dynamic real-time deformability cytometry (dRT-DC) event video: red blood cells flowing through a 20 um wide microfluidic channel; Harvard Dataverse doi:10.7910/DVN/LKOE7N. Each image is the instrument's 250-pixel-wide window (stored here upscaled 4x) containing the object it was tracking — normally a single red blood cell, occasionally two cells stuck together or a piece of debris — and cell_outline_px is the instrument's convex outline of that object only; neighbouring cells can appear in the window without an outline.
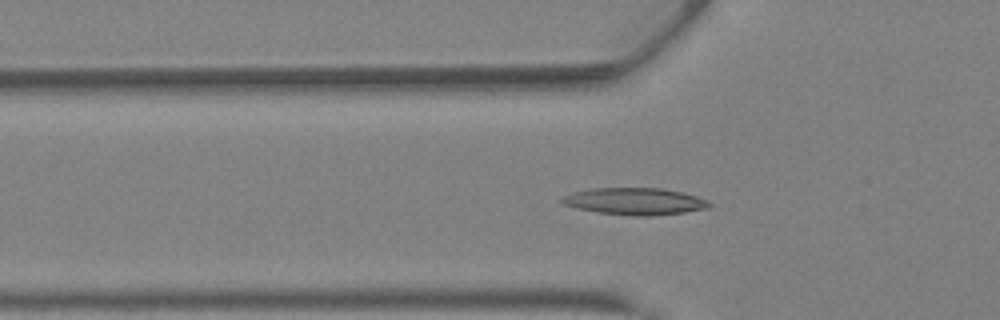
{"species": "Egyptian fruit bat (a non-hibernating species)", "species_latin": "Rousettus aegyptiacus", "temperature_condition": "warm", "stored_images_in_passage": 29, "camera_frame_rate_fps": 3000, "um_per_image_px": 0.085, "animal": {"sex": "female"}, "frame": {"image": 1, "passage_image": 14, "time_ms": 4.333, "image_size_px": [1000, 320], "cell_outline_px": [[712, 204], [708, 208], [684, 212], [652, 216], [632, 216], [596, 212], [576, 208], [560, 204], [560, 200], [564, 196], [572, 192], [592, 188], [660, 188], [680, 192], [696, 196], [708, 200]], "centroid_in_image_um": [53.92, 17.12], "position_along_channel_um": 71.9, "area_um2": 23.24}}
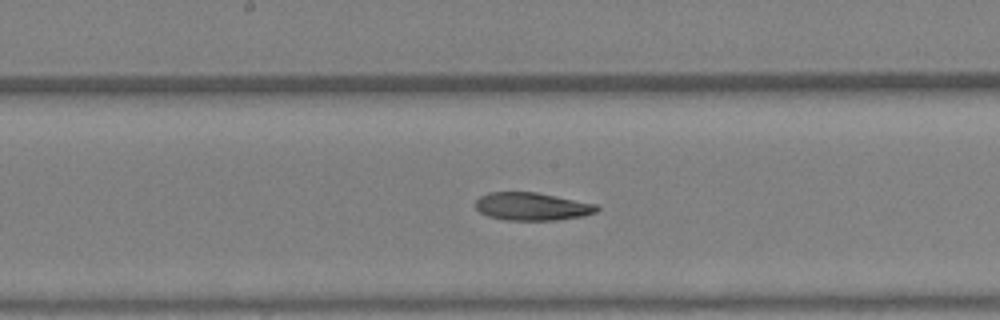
{"frame": {"image": 2, "passage_image": 22, "time_ms": 7.0, "image_size_px": [1000, 320], "cell_outline_px": [[600, 208], [596, 212], [584, 216], [556, 220], [508, 220], [488, 216], [480, 212], [476, 208], [476, 200], [480, 196], [488, 192], [536, 192], [596, 204]], "centroid_in_image_um": [45.22, 17.55], "position_along_channel_um": 203.0, "area_um2": 19.65}}
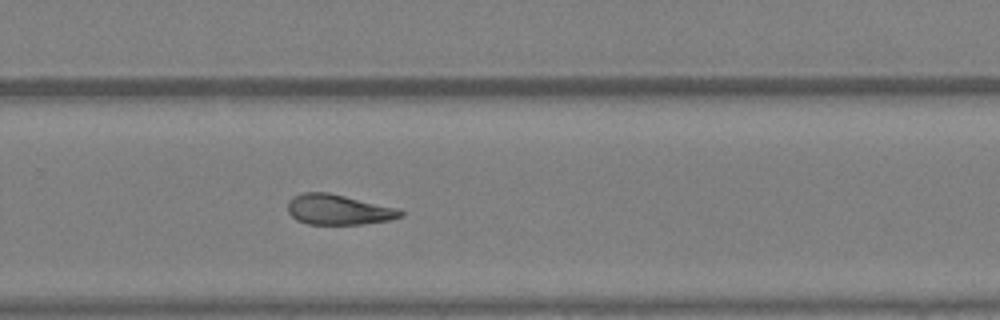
{"frame": {"image": 3, "passage_image": 28, "time_ms": 9.0, "image_size_px": [1000, 320], "cell_outline_px": [[404, 216], [392, 220], [360, 224], [308, 224], [296, 220], [288, 212], [288, 200], [292, 196], [304, 192], [328, 192], [400, 208], [404, 212]], "centroid_in_image_um": [28.79, 17.81], "position_along_channel_um": 301.0, "area_um2": 20.17}}